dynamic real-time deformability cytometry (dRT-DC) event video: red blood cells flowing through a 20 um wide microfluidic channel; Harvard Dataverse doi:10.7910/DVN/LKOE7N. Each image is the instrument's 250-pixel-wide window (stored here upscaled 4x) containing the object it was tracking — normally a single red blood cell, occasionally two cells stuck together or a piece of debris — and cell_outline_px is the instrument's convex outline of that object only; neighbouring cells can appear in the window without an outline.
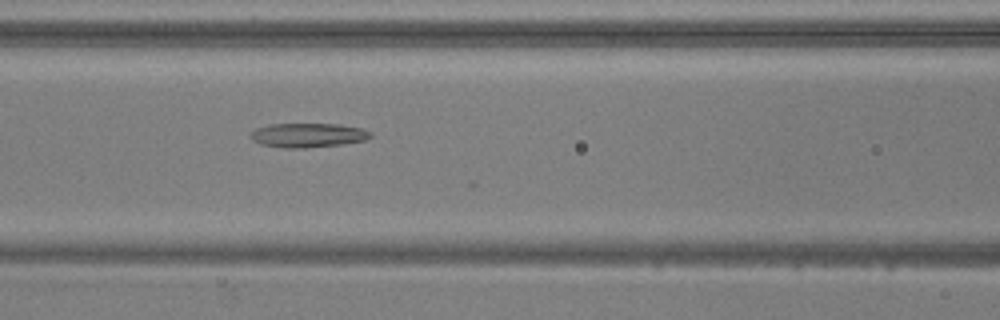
{"species": "common noctule bat (a hibernating species)", "species_latin": "Nyctalus noctula", "temperature_condition": "warm", "stored_images_in_passage": 50, "camera_frame_rate_fps": 3000, "um_per_image_px": 0.085, "animal": {"sex": "male", "body_mass_g": 20.5, "forearm_length_mm": 52.5}, "frame": {"image": 1, "passage_image": 23, "time_ms": 7.333, "image_size_px": [1000, 320], "cell_outline_px": [[372, 136], [364, 140], [340, 144], [304, 148], [284, 148], [264, 144], [252, 140], [252, 132], [256, 128], [272, 124], [340, 124], [360, 128], [372, 132]], "centroid_in_image_um": [26.2, 11.48], "position_along_channel_um": 140.4, "area_um2": 16.65}}
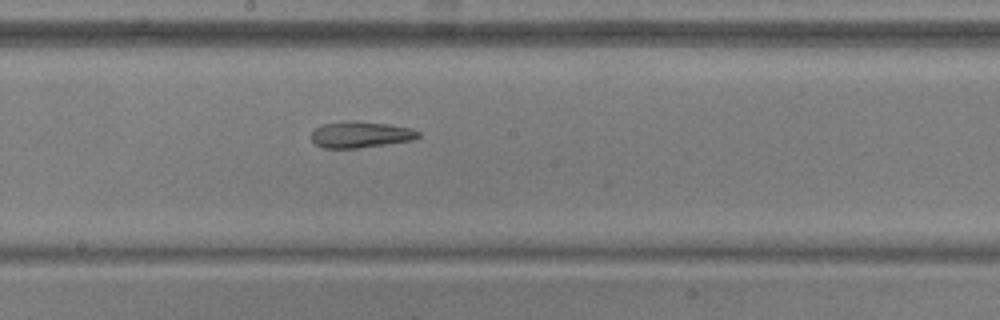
{"frame": {"image": 2, "passage_image": 29, "time_ms": 9.333, "image_size_px": [1000, 320], "cell_outline_px": [[420, 136], [412, 140], [356, 148], [324, 148], [316, 144], [312, 140], [312, 132], [320, 124], [352, 120], [388, 124], [412, 128], [420, 132]], "centroid_in_image_um": [30.64, 11.42], "position_along_channel_um": 217.6, "area_um2": 16.3}}
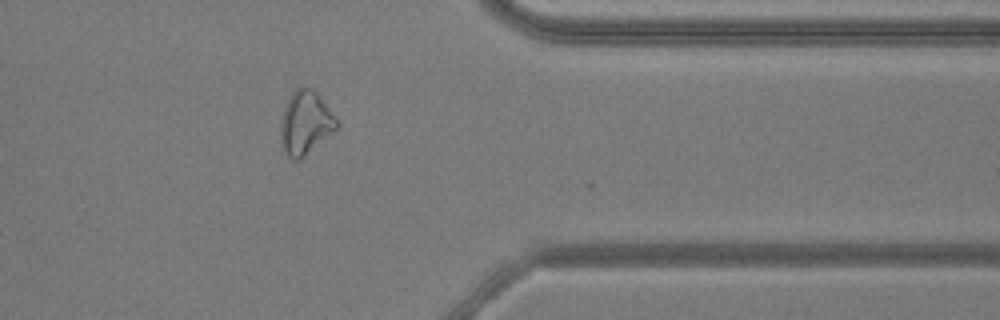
{"frame": {"image": 3, "passage_image": 43, "time_ms": 14.0, "image_size_px": [1000, 320], "cell_outline_px": [[336, 128], [332, 132], [300, 160], [292, 160], [288, 156], [284, 148], [280, 128], [284, 108], [292, 92], [300, 84], [312, 88], [316, 92], [336, 120]], "centroid_in_image_um": [25.93, 10.41], "position_along_channel_um": 385.5, "area_um2": 20.06}}